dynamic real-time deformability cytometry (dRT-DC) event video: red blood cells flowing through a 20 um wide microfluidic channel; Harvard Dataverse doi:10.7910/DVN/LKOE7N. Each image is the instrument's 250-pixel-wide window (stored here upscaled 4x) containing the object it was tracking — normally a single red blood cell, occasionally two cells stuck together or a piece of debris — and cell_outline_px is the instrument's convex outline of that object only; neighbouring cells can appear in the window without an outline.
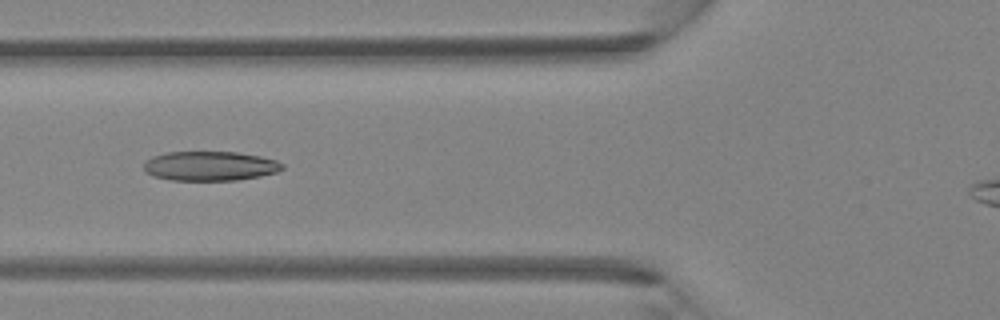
{"species": "Egyptian fruit bat (a non-hibernating species)", "species_latin": "Rousettus aegyptiacus", "temperature_condition": "room temperature", "stored_images_in_passage": 6, "segment_of_instrument_passage": [1, 2], "camera_frame_rate_fps": 3000, "um_per_image_px": 0.085, "animal": {"sex": "female"}, "frame": {"image": 1, "passage_image": 5, "time_ms": 1.333, "image_size_px": [1000, 320], "cell_outline_px": [[284, 168], [276, 172], [260, 176], [236, 180], [172, 180], [152, 176], [144, 172], [144, 160], [152, 156], [168, 152], [236, 152], [260, 156], [276, 160], [284, 164]], "centroid_in_image_um": [17.82, 14.11], "position_along_channel_um": 108.0, "area_um2": 23.87}}